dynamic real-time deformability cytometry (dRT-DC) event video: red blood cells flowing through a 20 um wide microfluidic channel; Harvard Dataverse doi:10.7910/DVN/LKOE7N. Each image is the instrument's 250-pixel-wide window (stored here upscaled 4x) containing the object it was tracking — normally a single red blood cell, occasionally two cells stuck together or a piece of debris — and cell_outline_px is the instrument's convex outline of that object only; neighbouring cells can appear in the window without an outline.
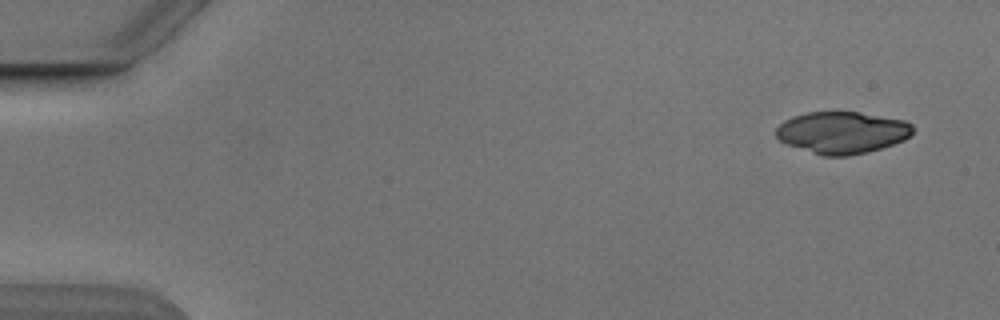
{"species": "Egyptian fruit bat (a non-hibernating species)", "species_latin": "Rousettus aegyptiacus", "temperature_condition": "cold", "stored_images_in_passage": 6, "camera_frame_rate_fps": 3000, "um_per_image_px": 0.085, "animal": {"sex": "male"}, "frame": {"image": 1, "passage_image": 1, "time_ms": 0.0, "image_size_px": [1000, 320], "cell_outline_px": [[912, 132], [904, 140], [868, 152], [848, 156], [824, 156], [788, 144], [780, 140], [776, 136], [776, 128], [784, 120], [792, 116], [808, 112], [860, 112], [904, 120], [912, 124]], "centroid_in_image_um": [71.57, 11.26], "position_along_channel_um": 13.4, "area_um2": 33.18}}
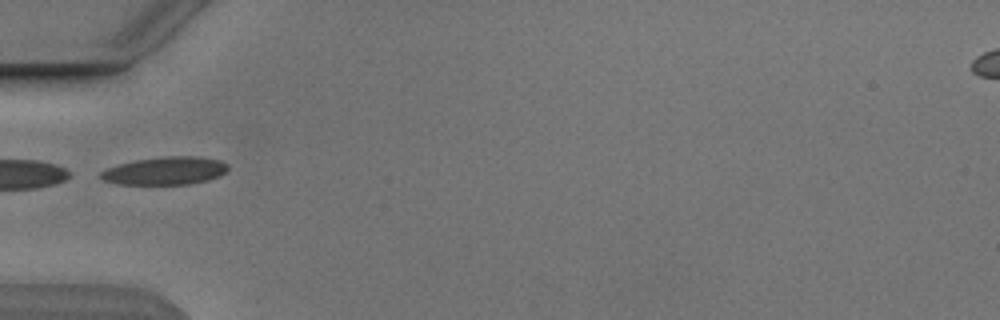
{"frame": {"image": 2, "passage_image": 5, "time_ms": 5.0, "image_size_px": [1000, 320], "cell_outline_px": [[228, 168], [220, 176], [208, 180], [188, 184], [116, 184], [104, 180], [100, 176], [100, 172], [104, 168], [136, 160], [164, 156], [200, 156], [220, 160], [228, 164]], "centroid_in_image_um": [14.04, 14.51], "position_along_channel_um": 71.0, "area_um2": 20.75}}
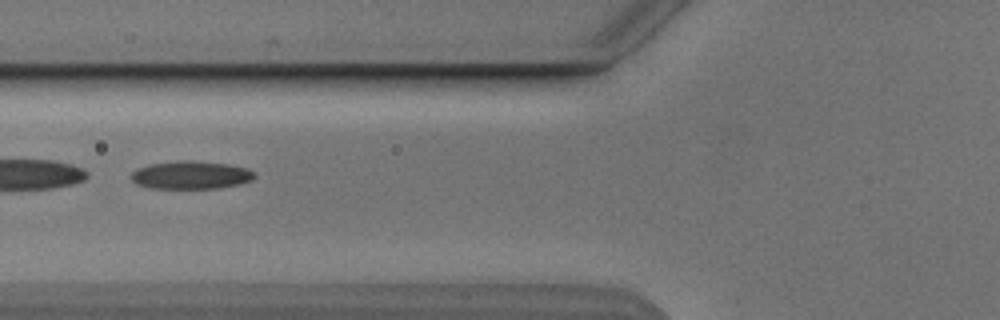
{"frame": {"image": 3, "passage_image": 6, "time_ms": 6.0, "image_size_px": [1000, 320], "cell_outline_px": [[256, 176], [252, 180], [240, 184], [220, 188], [148, 188], [136, 184], [128, 176], [136, 168], [148, 164], [176, 160], [192, 160], [228, 164], [248, 168], [256, 172]], "centroid_in_image_um": [16.21, 14.87], "position_along_channel_um": 109.6, "area_um2": 20.58}}